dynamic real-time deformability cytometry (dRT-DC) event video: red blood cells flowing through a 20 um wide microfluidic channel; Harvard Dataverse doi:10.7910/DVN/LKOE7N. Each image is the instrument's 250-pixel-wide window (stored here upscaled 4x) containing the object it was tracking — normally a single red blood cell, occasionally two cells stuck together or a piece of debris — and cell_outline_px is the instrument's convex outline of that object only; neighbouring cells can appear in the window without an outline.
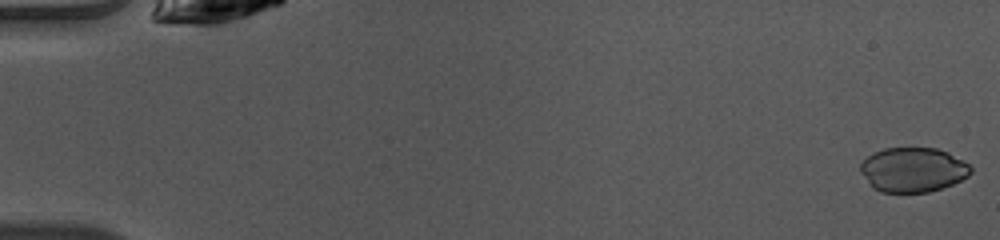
{"species": "common noctule bat (a hibernating species)", "species_latin": "Nyctalus noctula", "temperature_condition": "warm", "stored_images_in_passage": 49, "camera_frame_rate_fps": 3000, "um_per_image_px": 0.085, "animal": {"sex": "female", "body_mass_g": 10.0, "forearm_length_mm": 53.1}, "frame": {"image": 1, "passage_image": 1, "time_ms": 0.0, "image_size_px": [1000, 240], "cell_outline_px": [[972, 172], [968, 176], [952, 184], [928, 192], [880, 192], [872, 188], [868, 184], [860, 172], [860, 164], [872, 152], [884, 148], [936, 148], [948, 152], [968, 164], [972, 168]], "centroid_in_image_um": [77.56, 14.43], "position_along_channel_um": 7.4, "area_um2": 28.73}}